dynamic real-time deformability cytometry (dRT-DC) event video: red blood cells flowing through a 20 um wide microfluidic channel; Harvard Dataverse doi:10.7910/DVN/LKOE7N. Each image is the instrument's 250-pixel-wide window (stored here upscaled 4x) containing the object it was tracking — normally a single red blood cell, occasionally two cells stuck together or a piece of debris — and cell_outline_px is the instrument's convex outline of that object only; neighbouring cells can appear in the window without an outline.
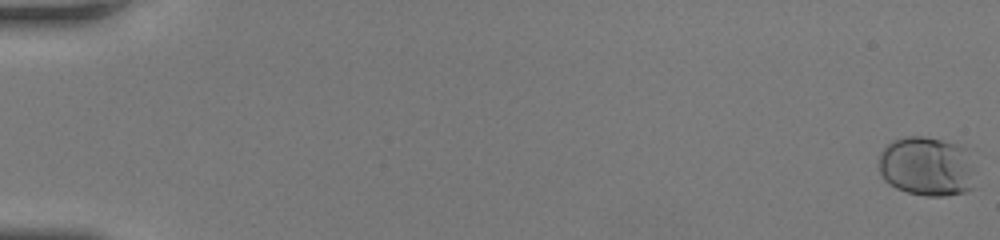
{"species": "human", "species_latin": "Homo sapiens", "temperature_condition": "room temperature", "stored_images_in_passage": 50, "camera_frame_rate_fps": 3000, "um_per_image_px": 0.085, "donor": {"sex": "female"}, "frame": {"image": 1, "passage_image": 1, "time_ms": 0.0, "image_size_px": [1000, 240], "cell_outline_px": [[976, 188], [964, 192], [944, 196], [924, 196], [908, 192], [896, 188], [888, 184], [884, 180], [880, 172], [880, 152], [892, 140], [904, 136], [924, 136], [956, 144], [964, 148], [972, 168]], "centroid_in_image_um": [78.76, 14.16], "position_along_channel_um": 6.2, "area_um2": 33.47}}
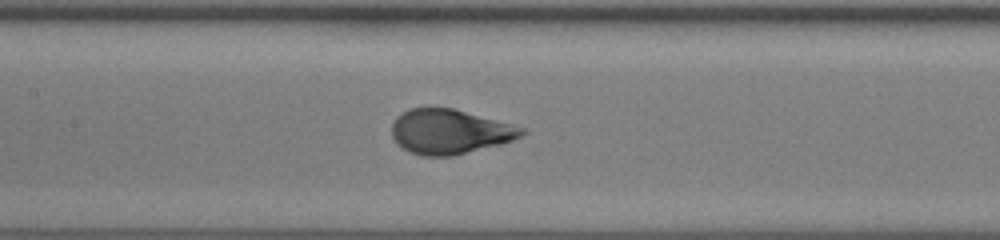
{"frame": {"image": 2, "passage_image": 27, "time_ms": 8.667, "image_size_px": [1000, 240], "cell_outline_px": [[528, 132], [512, 140], [500, 144], [452, 156], [420, 156], [408, 152], [396, 144], [392, 136], [392, 124], [396, 116], [408, 108], [452, 108], [528, 128]], "centroid_in_image_um": [38.21, 11.19], "position_along_channel_um": 169.2, "area_um2": 34.04}}
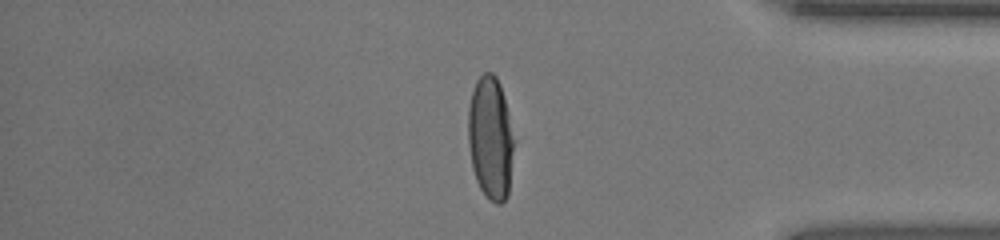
{"frame": {"image": 3, "passage_image": 44, "time_ms": 14.333, "image_size_px": [1000, 240], "cell_outline_px": [[512, 148], [508, 196], [500, 204], [496, 204], [480, 188], [476, 180], [472, 168], [468, 144], [468, 108], [472, 92], [476, 80], [484, 72], [492, 72], [496, 76], [500, 84], [508, 112], [512, 140]], "centroid_in_image_um": [41.65, 11.7], "position_along_channel_um": 393.5, "area_um2": 32.25}}